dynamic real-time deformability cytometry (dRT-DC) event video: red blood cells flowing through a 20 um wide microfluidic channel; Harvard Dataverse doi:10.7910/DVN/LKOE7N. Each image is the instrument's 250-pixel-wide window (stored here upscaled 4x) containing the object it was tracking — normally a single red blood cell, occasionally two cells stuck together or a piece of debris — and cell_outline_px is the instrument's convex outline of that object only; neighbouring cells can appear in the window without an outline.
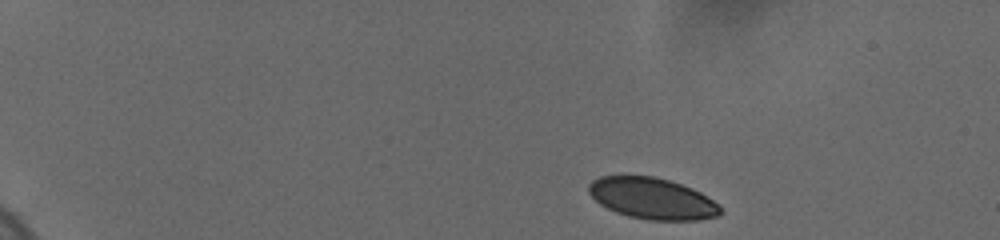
{"species": "human", "species_latin": "Homo sapiens", "temperature_condition": "cold", "stored_images_in_passage": 56, "camera_frame_rate_fps": 3000, "um_per_image_px": 0.085, "donor": {"sex": "female"}, "frame": {"image": 1, "passage_image": 1, "time_ms": 0.0, "image_size_px": [1000, 240], "cell_outline_px": [[720, 216], [696, 220], [648, 220], [628, 216], [616, 212], [600, 204], [588, 192], [588, 184], [592, 180], [600, 176], [624, 172], [656, 176], [692, 188], [700, 192], [720, 204]], "centroid_in_image_um": [55.39, 16.82], "position_along_channel_um": 29.6, "area_um2": 32.48}}
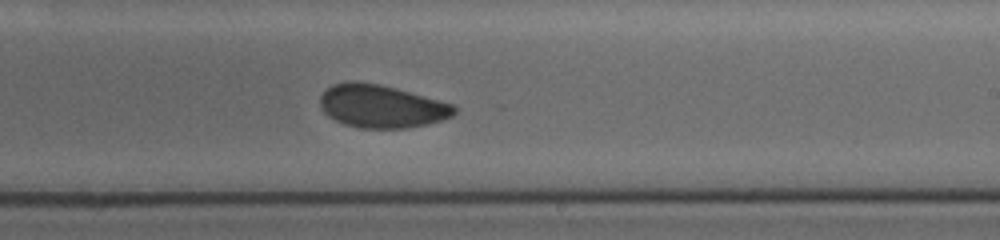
{"frame": {"image": 2, "passage_image": 26, "time_ms": 9.333, "image_size_px": [1000, 240], "cell_outline_px": [[456, 112], [452, 116], [440, 120], [424, 124], [404, 128], [360, 128], [344, 124], [328, 116], [324, 112], [320, 104], [320, 96], [332, 84], [352, 80], [380, 84], [396, 88], [456, 104]], "centroid_in_image_um": [32.43, 9.02], "position_along_channel_um": 256.6, "area_um2": 33.58}}
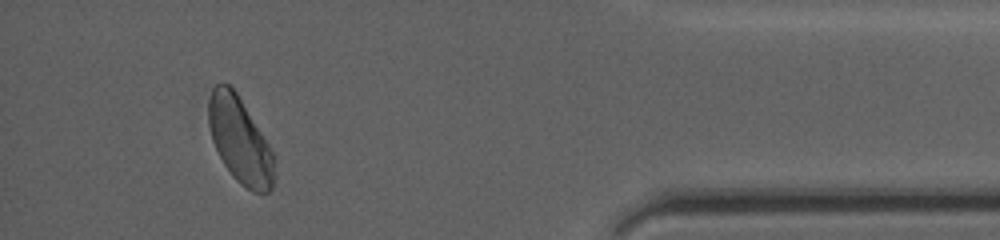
{"frame": {"image": 3, "passage_image": 49, "time_ms": 14.667, "image_size_px": [1000, 240], "cell_outline_px": [[272, 188], [268, 192], [252, 192], [240, 184], [232, 176], [224, 164], [212, 140], [208, 124], [208, 100], [212, 88], [220, 80], [224, 80], [232, 84], [268, 144], [272, 152]], "centroid_in_image_um": [20.33, 11.84], "position_along_channel_um": 414.9, "area_um2": 32.66}, "authors_computed_cell_mechanics": {"area_um2": 33.524, "velocity_mm_per_s": 3.6652, "shape_relaxation_time_tau1_ms": 4.3947, "shape_relaxation_time_tau2_ms": 1.9142, "deformation_change_tau1": 0.0717, "deformation_change_tau2": 0.0387}}